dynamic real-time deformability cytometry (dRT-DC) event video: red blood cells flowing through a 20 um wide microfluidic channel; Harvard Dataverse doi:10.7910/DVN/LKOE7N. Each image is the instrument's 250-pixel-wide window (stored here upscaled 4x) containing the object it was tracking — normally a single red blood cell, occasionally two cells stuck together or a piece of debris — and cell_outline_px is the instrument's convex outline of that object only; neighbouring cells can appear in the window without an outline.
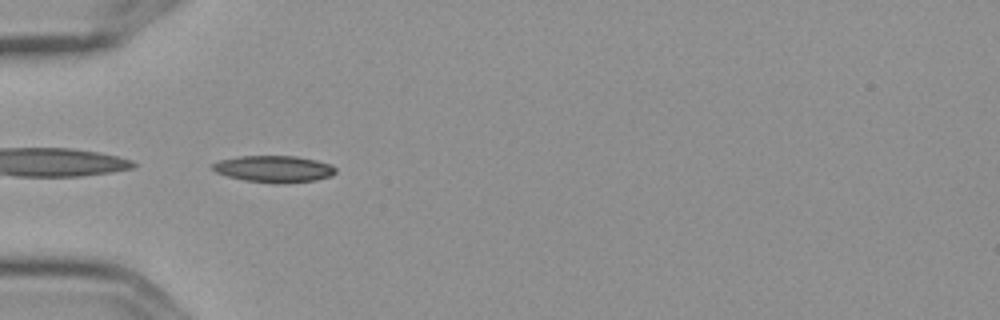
{"species": "Egyptian fruit bat (a non-hibernating species)", "species_latin": "Rousettus aegyptiacus", "temperature_condition": "cold", "stored_images_in_passage": 8, "camera_frame_rate_fps": 3000, "um_per_image_px": 0.085, "frame": {"image": 1, "passage_image": 2, "time_ms": 0.333, "image_size_px": [1000, 320], "cell_outline_px": [[336, 172], [332, 176], [316, 180], [244, 180], [228, 176], [216, 172], [212, 168], [212, 164], [220, 160], [240, 156], [296, 156], [316, 160], [332, 164], [336, 168]], "centroid_in_image_um": [23.3, 14.3], "position_along_channel_um": 61.7, "area_um2": 18.15}}
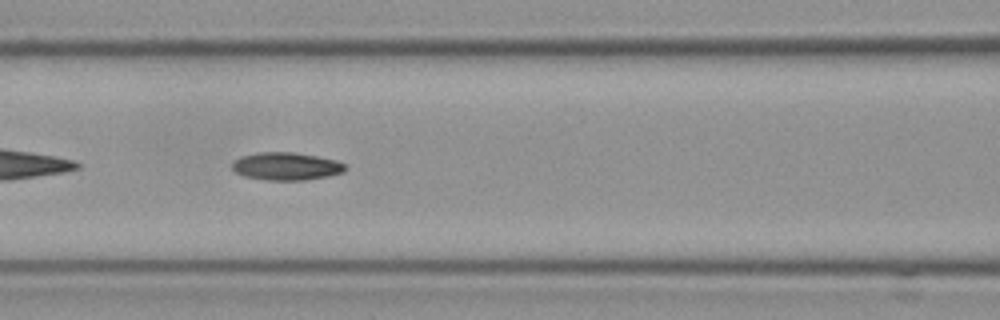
{"frame": {"image": 2, "passage_image": 4, "time_ms": 1.0, "image_size_px": [1000, 320], "cell_outline_px": [[348, 168], [344, 172], [328, 176], [304, 180], [264, 180], [244, 176], [236, 172], [232, 168], [232, 164], [240, 156], [260, 152], [292, 152], [316, 156], [336, 160], [344, 164]], "centroid_in_image_um": [24.34, 14.14], "position_along_channel_um": 142.3, "area_um2": 18.26}}
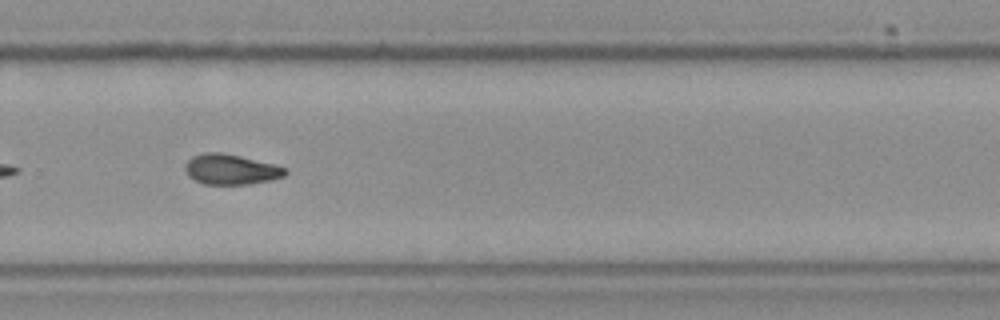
{"frame": {"image": 3, "passage_image": 8, "time_ms": 2.333, "image_size_px": [1000, 320], "cell_outline_px": [[288, 172], [284, 176], [268, 180], [248, 184], [204, 184], [188, 176], [184, 168], [184, 164], [192, 156], [204, 152], [220, 152], [240, 156], [288, 168]], "centroid_in_image_um": [19.59, 14.39], "position_along_channel_um": 310.2, "area_um2": 17.57}}